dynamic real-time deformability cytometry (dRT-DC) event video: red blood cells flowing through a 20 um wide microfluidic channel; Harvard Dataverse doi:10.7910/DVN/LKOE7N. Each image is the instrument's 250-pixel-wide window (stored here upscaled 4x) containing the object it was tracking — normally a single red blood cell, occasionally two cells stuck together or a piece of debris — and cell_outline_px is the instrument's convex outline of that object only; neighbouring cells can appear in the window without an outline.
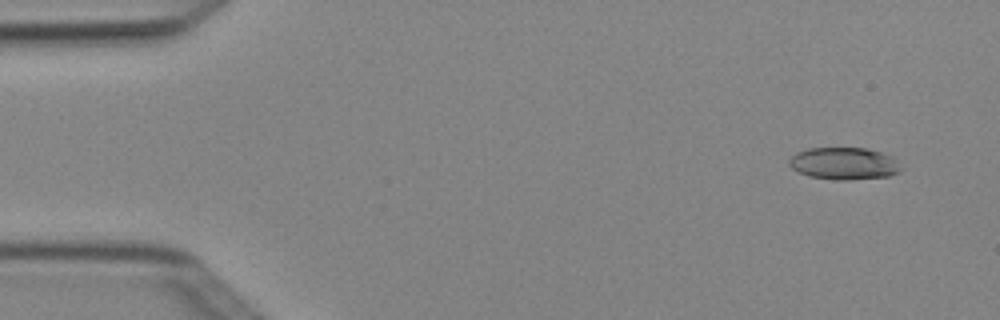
{"species": "Egyptian fruit bat (a non-hibernating species)", "species_latin": "Rousettus aegyptiacus", "temperature_condition": "cold", "stored_images_in_passage": 4, "camera_frame_rate_fps": 3000, "um_per_image_px": 0.085, "animal": {"sex": "female"}, "frame": {"image": 1, "passage_image": 1, "time_ms": 0.0, "image_size_px": [1000, 320], "cell_outline_px": [[904, 168], [900, 172], [888, 176], [848, 180], [836, 180], [808, 176], [792, 168], [788, 164], [788, 160], [796, 152], [808, 148], [864, 148], [880, 152], [892, 156]], "centroid_in_image_um": [71.75, 13.9], "position_along_channel_um": 13.2, "area_um2": 21.1}}
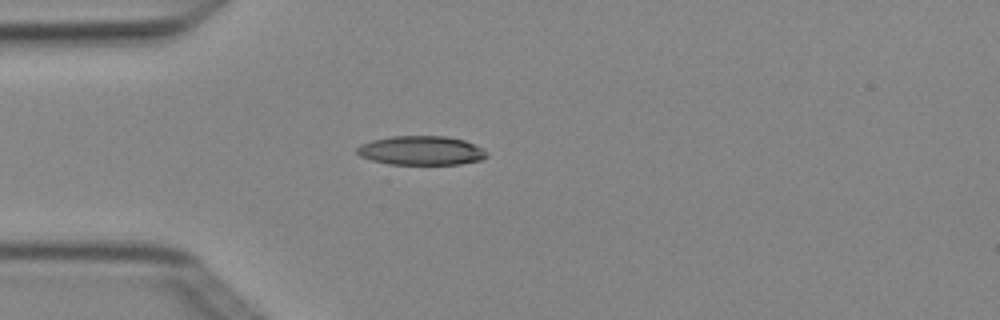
{"frame": {"image": 2, "passage_image": 4, "time_ms": 1.0, "image_size_px": [1000, 320], "cell_outline_px": [[488, 156], [480, 160], [460, 164], [388, 164], [372, 160], [360, 156], [356, 152], [356, 148], [360, 144], [372, 140], [392, 136], [448, 136], [464, 140], [484, 148], [488, 152]], "centroid_in_image_um": [35.82, 12.79], "position_along_channel_um": 49.2, "area_um2": 22.14}}